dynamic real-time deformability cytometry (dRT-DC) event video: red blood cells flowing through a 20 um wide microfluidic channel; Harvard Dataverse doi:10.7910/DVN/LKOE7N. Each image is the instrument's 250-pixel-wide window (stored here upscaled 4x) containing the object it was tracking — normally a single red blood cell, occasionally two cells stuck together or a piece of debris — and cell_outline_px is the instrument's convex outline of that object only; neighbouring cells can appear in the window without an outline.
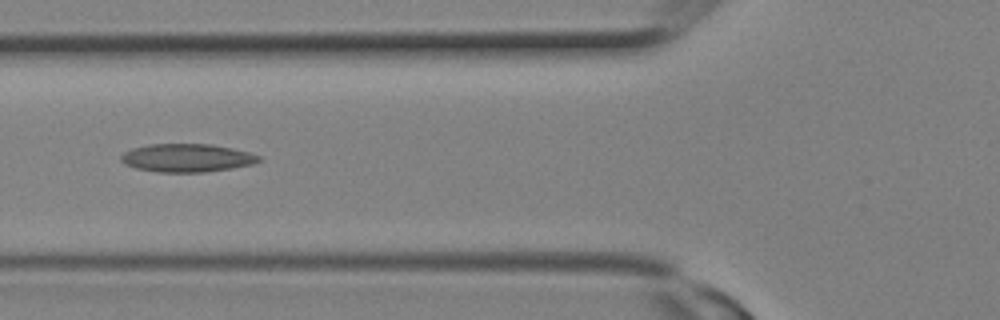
{"species": "Egyptian fruit bat (a non-hibernating species)", "species_latin": "Rousettus aegyptiacus", "temperature_condition": "room temperature", "stored_images_in_passage": 10, "camera_frame_rate_fps": 3000, "um_per_image_px": 0.085, "animal": {"sex": "female"}, "frame": {"image": 1, "passage_image": 9, "time_ms": 2.667, "image_size_px": [1000, 320], "cell_outline_px": [[260, 160], [252, 164], [232, 168], [204, 172], [156, 172], [136, 168], [124, 164], [120, 160], [120, 156], [124, 152], [132, 148], [148, 144], [212, 144], [232, 148], [248, 152], [260, 156]], "centroid_in_image_um": [15.85, 13.42], "position_along_channel_um": 110.0, "area_um2": 22.66}}